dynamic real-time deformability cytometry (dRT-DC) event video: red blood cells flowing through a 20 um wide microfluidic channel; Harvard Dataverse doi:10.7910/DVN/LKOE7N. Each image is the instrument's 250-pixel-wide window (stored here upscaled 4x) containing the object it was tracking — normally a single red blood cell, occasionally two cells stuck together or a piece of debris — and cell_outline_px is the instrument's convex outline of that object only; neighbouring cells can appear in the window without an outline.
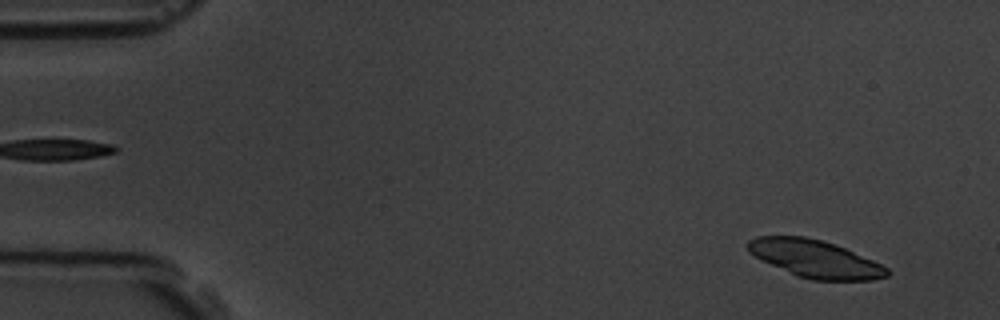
{"species": "common noctule bat (a hibernating species)", "species_latin": "Nyctalus noctula", "temperature_condition": "room temperature", "stored_images_in_passage": 7, "camera_frame_rate_fps": 3000, "um_per_image_px": 0.085, "animal": {"sex": "male", "body_mass_g": 19.5, "forearm_length_mm": 54.6}, "frame": {"image": 1, "passage_image": 1, "time_ms": 0.0, "image_size_px": [1000, 320], "cell_outline_px": [[892, 272], [888, 276], [872, 280], [812, 280], [800, 276], [760, 260], [748, 252], [748, 240], [756, 236], [804, 236], [820, 240], [844, 248], [872, 260], [888, 268]], "centroid_in_image_um": [69.28, 22.0], "position_along_channel_um": 15.7, "area_um2": 30.06}}
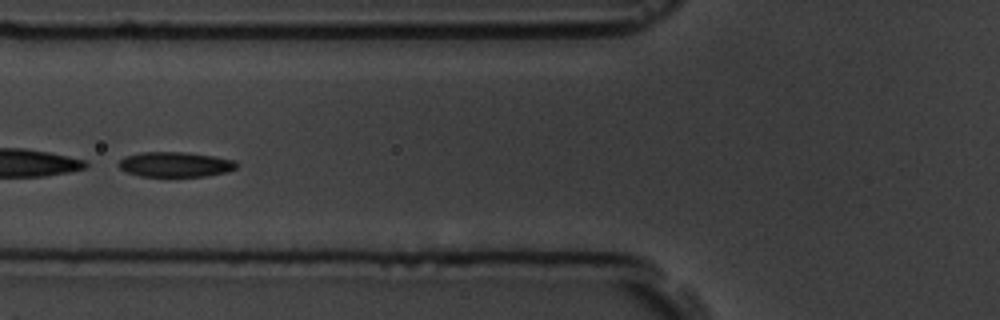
{"frame": {"image": 2, "passage_image": 6, "time_ms": 6.0, "image_size_px": [1000, 320], "cell_outline_px": [[236, 168], [228, 172], [204, 176], [140, 176], [124, 172], [116, 164], [124, 156], [140, 152], [188, 152], [236, 160]], "centroid_in_image_um": [14.85, 13.97], "position_along_channel_um": 110.9, "area_um2": 17.34}}